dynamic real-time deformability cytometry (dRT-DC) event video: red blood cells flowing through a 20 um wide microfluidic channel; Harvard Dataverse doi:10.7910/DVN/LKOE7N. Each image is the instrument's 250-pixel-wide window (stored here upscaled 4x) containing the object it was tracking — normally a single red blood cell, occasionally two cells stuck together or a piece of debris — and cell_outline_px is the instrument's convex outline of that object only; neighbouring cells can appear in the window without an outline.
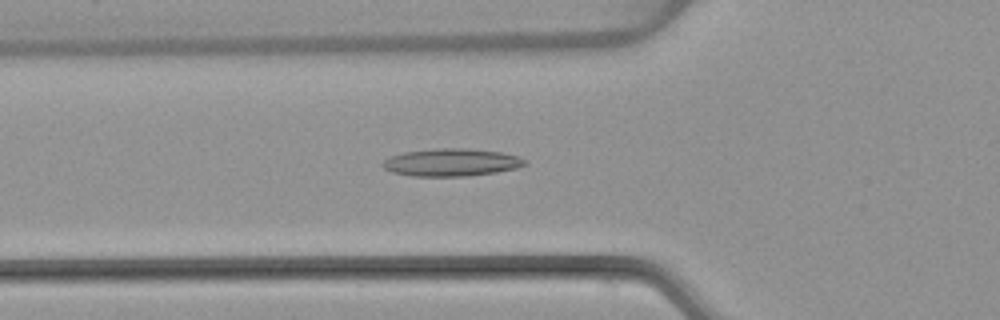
{"species": "common noctule bat (a hibernating species)", "species_latin": "Nyctalus noctula", "temperature_condition": "warm", "stored_images_in_passage": 53, "camera_frame_rate_fps": 3000, "um_per_image_px": 0.085, "animal": {"sex": "female", "body_mass_g": 22.7, "forearm_length_mm": 54.2}, "frame": {"image": 1, "passage_image": 19, "time_ms": 6.0, "image_size_px": [1000, 320], "cell_outline_px": [[528, 164], [516, 168], [496, 172], [468, 176], [412, 176], [392, 172], [384, 168], [380, 164], [388, 156], [404, 152], [436, 148], [468, 148], [500, 152], [516, 156], [524, 160]], "centroid_in_image_um": [38.32, 13.8], "position_along_channel_um": 87.5, "area_um2": 22.89}}
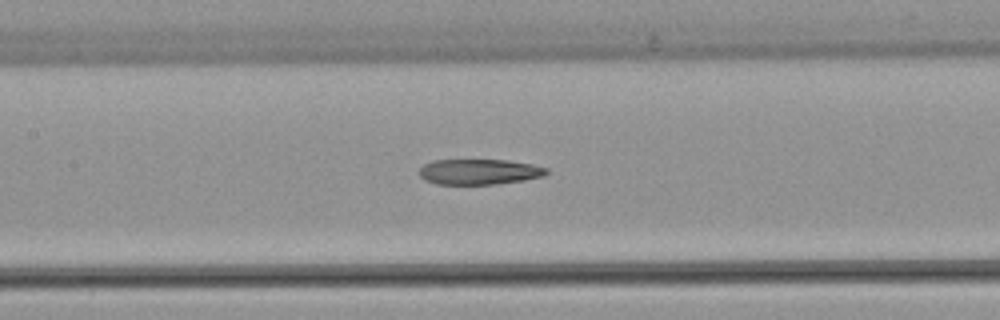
{"frame": {"image": 2, "passage_image": 25, "time_ms": 8.0, "image_size_px": [1000, 320], "cell_outline_px": [[548, 172], [544, 176], [524, 180], [496, 184], [436, 184], [424, 180], [420, 176], [420, 168], [424, 164], [432, 160], [508, 160], [532, 164], [548, 168]], "centroid_in_image_um": [40.74, 14.6], "position_along_channel_um": 166.7, "area_um2": 18.96}}
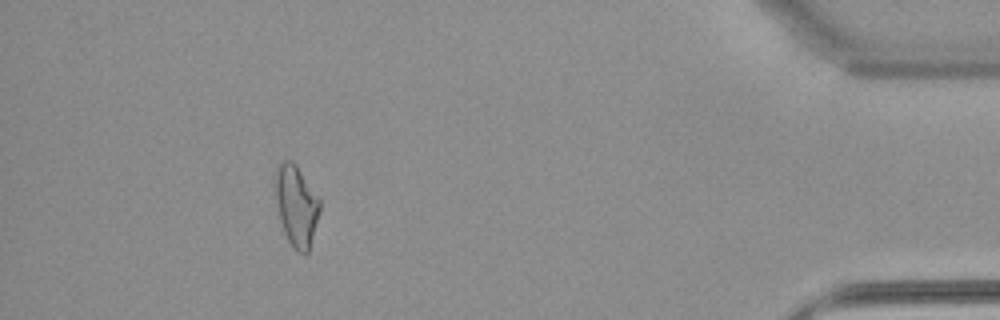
{"frame": {"image": 3, "passage_image": 48, "time_ms": 15.667, "image_size_px": [1000, 320], "cell_outline_px": [[320, 212], [308, 252], [296, 252], [292, 248], [284, 232], [280, 220], [276, 200], [276, 172], [280, 164], [284, 160], [292, 160], [296, 164], [320, 200]], "centroid_in_image_um": [25.2, 17.5], "position_along_channel_um": 410.0, "area_um2": 20.63}, "authors_computed_cell_mechanics": {"area_um2": 20.6924, "velocity_mm_per_s": 3.9256, "shape_relaxation_time_tau1_ms": null, "shape_relaxation_time_tau2_ms": 6.7898, "deformation_change_tau1": null, "deformation_change_tau2": 0.1996}}